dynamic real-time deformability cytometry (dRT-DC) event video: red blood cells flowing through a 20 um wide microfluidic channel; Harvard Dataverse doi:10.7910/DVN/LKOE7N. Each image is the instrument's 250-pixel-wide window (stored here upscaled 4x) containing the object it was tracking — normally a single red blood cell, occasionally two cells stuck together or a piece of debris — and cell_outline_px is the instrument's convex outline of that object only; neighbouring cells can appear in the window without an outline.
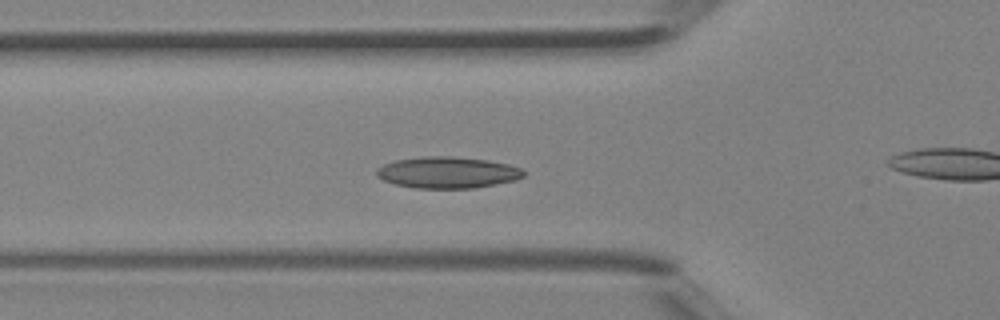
{"species": "Egyptian fruit bat (a non-hibernating species)", "species_latin": "Rousettus aegyptiacus", "temperature_condition": "room temperature", "stored_images_in_passage": 30, "camera_frame_rate_fps": 3000, "um_per_image_px": 0.085, "animal": {"sex": "female"}, "frame": {"image": 1, "passage_image": 2, "time_ms": 0.333, "image_size_px": [1000, 320], "cell_outline_px": [[524, 176], [516, 180], [472, 188], [416, 188], [396, 184], [384, 180], [376, 176], [376, 168], [384, 164], [396, 160], [424, 156], [452, 156], [488, 160], [508, 164], [520, 168], [524, 172]], "centroid_in_image_um": [38.03, 14.65], "position_along_channel_um": 87.8, "area_um2": 26.82}}
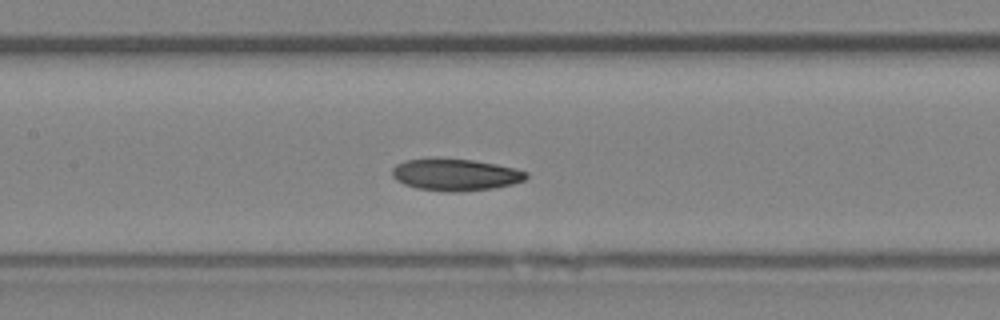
{"frame": {"image": 2, "passage_image": 7, "time_ms": 2.0, "image_size_px": [1000, 320], "cell_outline_px": [[528, 176], [524, 180], [512, 184], [492, 188], [456, 192], [452, 192], [416, 188], [404, 184], [396, 180], [392, 176], [392, 168], [396, 164], [404, 160], [472, 160], [496, 164], [516, 168], [528, 172]], "centroid_in_image_um": [38.73, 14.87], "position_along_channel_um": 168.7, "area_um2": 24.39}}
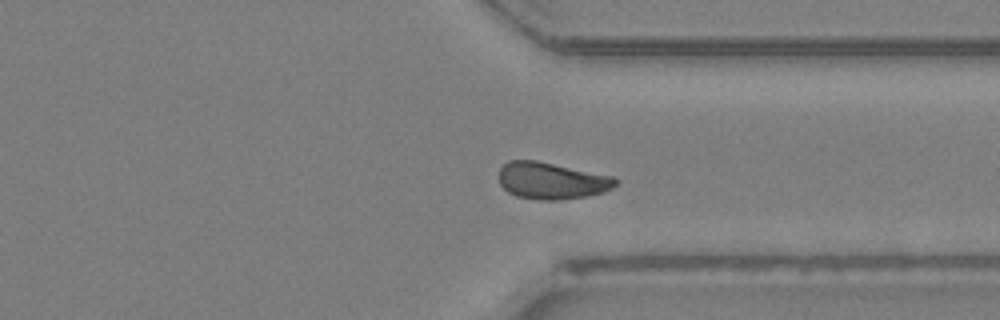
{"frame": {"image": 3, "passage_image": 19, "time_ms": 6.0, "image_size_px": [1000, 320], "cell_outline_px": [[616, 184], [612, 188], [604, 192], [584, 196], [560, 200], [540, 200], [516, 196], [508, 192], [500, 184], [496, 176], [500, 168], [508, 160], [536, 160], [612, 176], [616, 180]], "centroid_in_image_um": [46.82, 15.36], "position_along_channel_um": 364.6, "area_um2": 25.03}}